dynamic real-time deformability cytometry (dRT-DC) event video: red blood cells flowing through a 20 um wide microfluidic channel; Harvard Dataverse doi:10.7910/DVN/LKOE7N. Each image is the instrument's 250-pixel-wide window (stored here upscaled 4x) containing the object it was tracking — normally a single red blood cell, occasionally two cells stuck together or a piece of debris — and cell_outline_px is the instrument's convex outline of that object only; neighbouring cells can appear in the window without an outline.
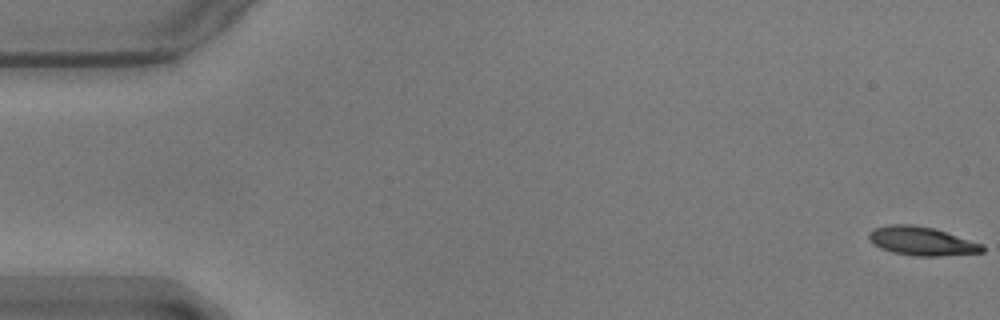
{"species": "common noctule bat (a hibernating species)", "species_latin": "Nyctalus noctula", "temperature_condition": "warm", "stored_images_in_passage": 19, "camera_frame_rate_fps": 3000, "um_per_image_px": 0.085, "animal": {"sex": "male", "body_mass_g": 17.9}, "frame": {"image": 1, "passage_image": 1, "time_ms": 0.0, "image_size_px": [1000, 320], "cell_outline_px": [[984, 252], [940, 256], [912, 256], [892, 252], [880, 248], [872, 244], [868, 240], [868, 232], [872, 228], [888, 224], [912, 224], [932, 228], [984, 244]], "centroid_in_image_um": [78.29, 20.49], "position_along_channel_um": 6.7, "area_um2": 19.19}}
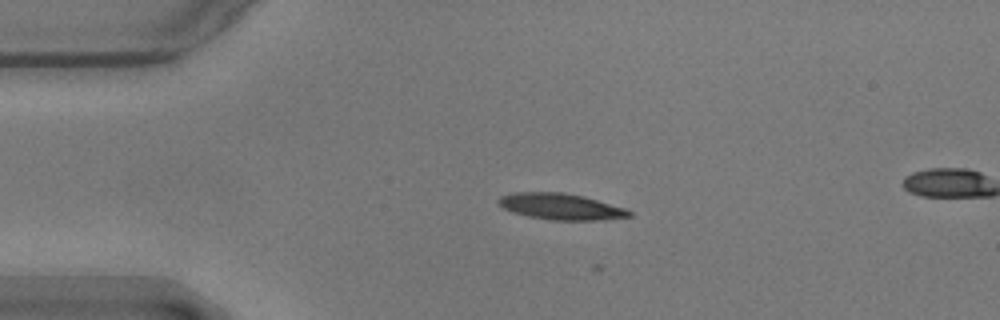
{"frame": {"image": 2, "passage_image": 13, "time_ms": 4.0, "image_size_px": [1000, 320], "cell_outline_px": [[632, 216], [604, 220], [552, 220], [528, 216], [512, 212], [504, 208], [496, 200], [500, 196], [512, 192], [564, 192], [584, 196], [624, 208], [632, 212]], "centroid_in_image_um": [47.66, 17.55], "position_along_channel_um": 37.3, "area_um2": 20.0}}